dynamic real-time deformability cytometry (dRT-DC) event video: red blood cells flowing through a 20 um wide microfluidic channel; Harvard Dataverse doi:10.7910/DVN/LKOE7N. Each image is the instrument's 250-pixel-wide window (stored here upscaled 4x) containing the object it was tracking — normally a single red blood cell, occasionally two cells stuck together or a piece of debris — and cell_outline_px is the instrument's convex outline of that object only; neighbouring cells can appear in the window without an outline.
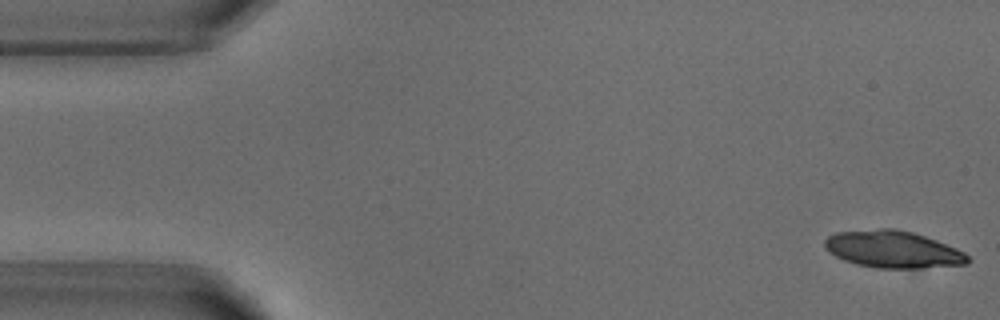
{"species": "common noctule bat (a hibernating species)", "species_latin": "Nyctalus noctula", "temperature_condition": "warm", "stored_images_in_passage": 15, "camera_frame_rate_fps": 3000, "um_per_image_px": 0.085, "animal": {"sex": "male", "body_mass_g": 18.8}, "frame": {"image": 1, "passage_image": 1, "time_ms": 0.0, "image_size_px": [1000, 320], "cell_outline_px": [[972, 260], [968, 264], [924, 268], [876, 268], [856, 264], [844, 260], [828, 252], [824, 248], [824, 240], [828, 236], [836, 232], [880, 228], [896, 228], [912, 232], [936, 240], [956, 248], [964, 252]], "centroid_in_image_um": [75.89, 21.2], "position_along_channel_um": 9.1, "area_um2": 31.15}}